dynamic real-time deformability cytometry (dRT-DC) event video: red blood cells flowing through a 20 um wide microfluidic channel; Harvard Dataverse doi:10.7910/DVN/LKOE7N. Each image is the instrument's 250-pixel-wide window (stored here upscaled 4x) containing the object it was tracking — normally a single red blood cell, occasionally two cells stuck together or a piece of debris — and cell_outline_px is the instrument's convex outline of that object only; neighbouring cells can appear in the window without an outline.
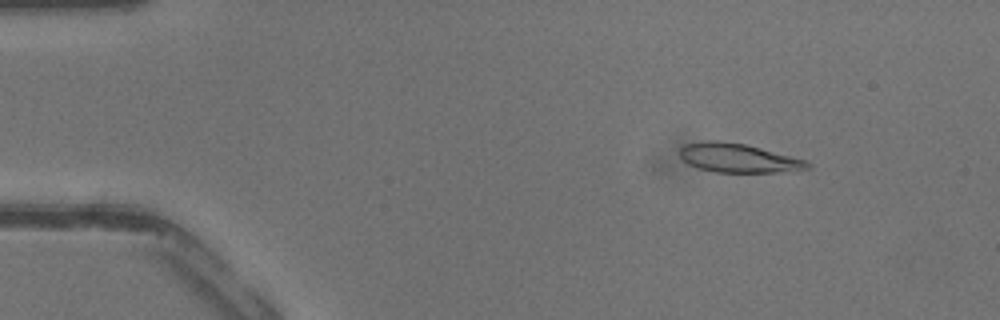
{"species": "common noctule bat (a hibernating species)", "species_latin": "Nyctalus noctula", "temperature_condition": "warm", "stored_images_in_passage": 42, "camera_frame_rate_fps": 3000, "um_per_image_px": 0.085, "animal": {"sex": "male", "body_mass_g": 13.3}, "frame": {"image": 1, "passage_image": 6, "time_ms": 1.667, "image_size_px": [1000, 320], "cell_outline_px": [[812, 164], [808, 168], [780, 172], [716, 172], [700, 168], [688, 164], [680, 156], [680, 148], [684, 144], [704, 140], [720, 140], [744, 144], [760, 148], [804, 160]], "centroid_in_image_um": [62.69, 13.42], "position_along_channel_um": 22.3, "area_um2": 21.27}}
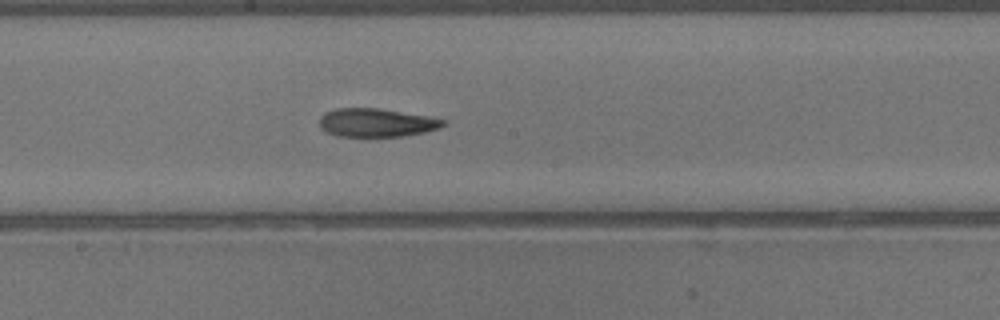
{"frame": {"image": 2, "passage_image": 23, "time_ms": 7.333, "image_size_px": [1000, 320], "cell_outline_px": [[448, 120], [440, 128], [424, 132], [400, 136], [340, 136], [328, 132], [320, 128], [320, 116], [324, 112], [336, 108], [380, 108]], "centroid_in_image_um": [31.98, 10.41], "position_along_channel_um": 216.2, "area_um2": 20.35}}
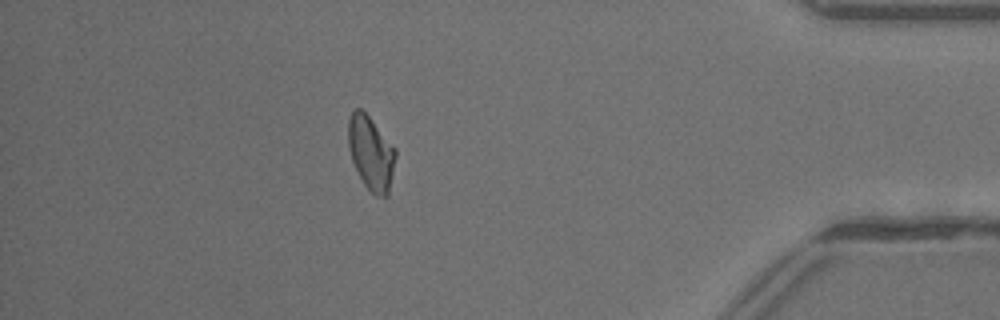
{"frame": {"image": 3, "passage_image": 37, "time_ms": 12.0, "image_size_px": [1000, 320], "cell_outline_px": [[396, 156], [388, 196], [376, 196], [364, 184], [352, 160], [348, 148], [348, 120], [352, 112], [356, 108], [360, 108], [368, 116], [396, 148]], "centroid_in_image_um": [31.53, 13.0], "position_along_channel_um": 403.7, "area_um2": 20.17}}